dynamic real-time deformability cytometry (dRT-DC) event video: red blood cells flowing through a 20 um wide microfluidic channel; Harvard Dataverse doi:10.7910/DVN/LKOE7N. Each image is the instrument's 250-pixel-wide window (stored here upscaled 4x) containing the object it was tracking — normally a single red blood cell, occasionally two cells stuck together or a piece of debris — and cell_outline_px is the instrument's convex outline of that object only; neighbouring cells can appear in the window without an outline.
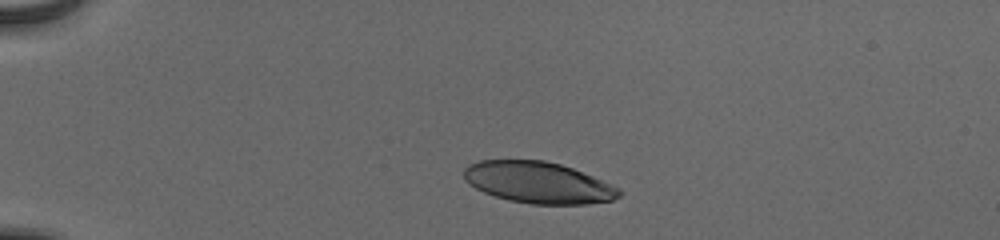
{"species": "human", "species_latin": "Homo sapiens", "temperature_condition": "cold", "stored_images_in_passage": 42, "camera_frame_rate_fps": 3000, "um_per_image_px": 0.085, "donor": {"sex": "male"}, "frame": {"image": 1, "passage_image": 1, "time_ms": 0.0, "image_size_px": [1000, 240], "cell_outline_px": [[620, 196], [612, 200], [588, 204], [532, 204], [508, 200], [484, 192], [476, 188], [464, 180], [464, 168], [468, 164], [480, 160], [544, 160], [560, 164], [572, 168], [612, 184], [620, 188]], "centroid_in_image_um": [45.74, 15.51], "position_along_channel_um": 39.3, "area_um2": 37.4}}
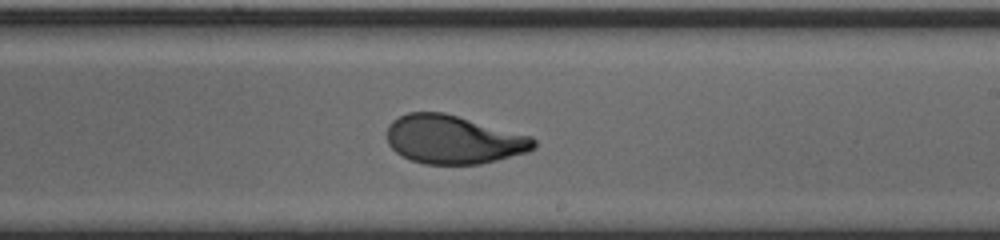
{"frame": {"image": 2, "passage_image": 22, "time_ms": 7.0, "image_size_px": [1000, 240], "cell_outline_px": [[536, 148], [528, 152], [480, 164], [424, 164], [412, 160], [396, 152], [388, 144], [388, 124], [392, 120], [408, 112], [444, 112], [532, 136], [536, 140]], "centroid_in_image_um": [38.56, 11.86], "position_along_channel_um": 250.4, "area_um2": 41.56}}
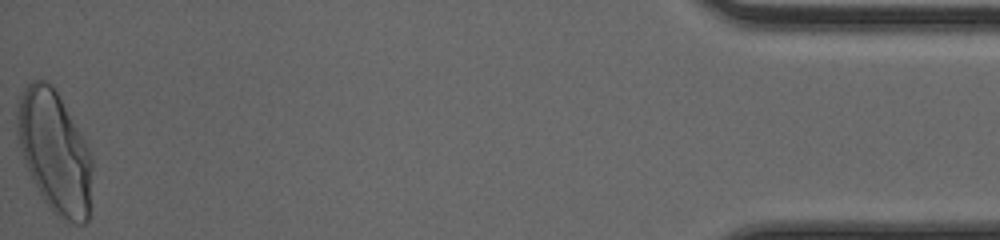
{"frame": {"image": 3, "passage_image": 42, "time_ms": 13.667, "image_size_px": [1000, 240], "cell_outline_px": [[92, 168], [88, 220], [84, 224], [72, 224], [60, 220], [48, 208], [32, 180], [24, 160], [16, 136], [16, 100], [24, 88], [32, 80], [44, 80], [52, 84], [88, 148], [92, 156]], "centroid_in_image_um": [4.61, 12.94], "position_along_channel_um": 430.6, "area_um2": 53.52}, "authors_computed_cell_mechanics": {"area_um2": 41.9917, "velocity_mm_per_s": 3.904, "shape_relaxation_time_tau1_ms": 4.1172, "shape_relaxation_time_tau2_ms": 0.8287, "deformation_change_tau1": 0.2142, "deformation_change_tau2": 0.066}}